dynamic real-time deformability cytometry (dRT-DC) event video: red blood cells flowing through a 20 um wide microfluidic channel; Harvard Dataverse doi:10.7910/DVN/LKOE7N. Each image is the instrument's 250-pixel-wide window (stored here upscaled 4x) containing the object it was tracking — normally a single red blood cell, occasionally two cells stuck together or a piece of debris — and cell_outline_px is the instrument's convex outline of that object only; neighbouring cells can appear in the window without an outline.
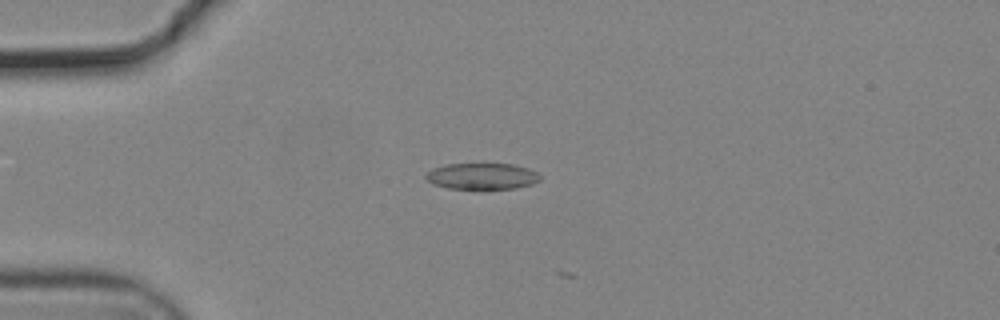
{"species": "common noctule bat (a hibernating species)", "species_latin": "Nyctalus noctula", "temperature_condition": "cold", "stored_images_in_passage": 6, "camera_frame_rate_fps": 3000, "um_per_image_px": 0.085, "animal": {"sex": "male", "body_mass_g": 19.2, "forearm_length_mm": 51.8}, "frame": {"image": 1, "passage_image": 4, "time_ms": 1.0, "image_size_px": [1000, 320], "cell_outline_px": [[540, 180], [532, 184], [516, 188], [448, 188], [432, 184], [424, 176], [432, 168], [448, 164], [512, 164], [528, 168], [536, 172], [540, 176]], "centroid_in_image_um": [40.96, 14.97], "position_along_channel_um": 44.0, "area_um2": 17.28}}